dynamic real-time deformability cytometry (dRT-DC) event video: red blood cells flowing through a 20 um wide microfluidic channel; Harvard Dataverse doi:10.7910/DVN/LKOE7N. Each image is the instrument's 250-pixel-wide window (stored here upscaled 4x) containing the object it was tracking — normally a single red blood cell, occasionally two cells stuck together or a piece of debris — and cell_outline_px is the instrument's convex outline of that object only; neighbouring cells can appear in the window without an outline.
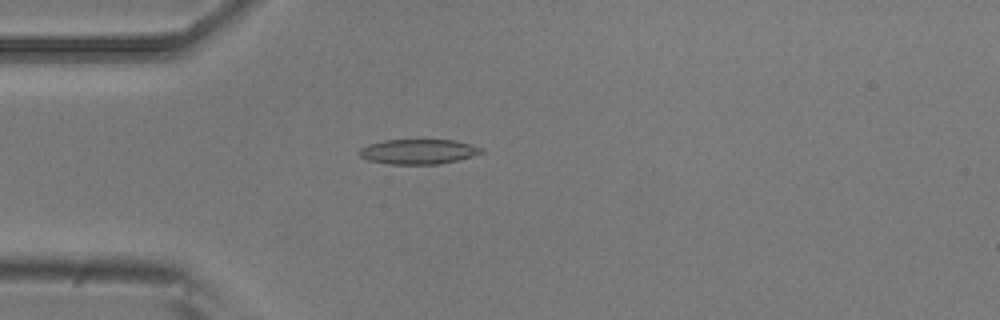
{"species": "common noctule bat (a hibernating species)", "species_latin": "Nyctalus noctula", "temperature_condition": "room temperature", "stored_images_in_passage": 5, "camera_frame_rate_fps": 3000, "um_per_image_px": 0.085, "animal": {"sex": "male", "body_mass_g": 20.5, "forearm_length_mm": 52.5}, "frame": {"image": 1, "passage_image": 4, "time_ms": 1.0, "image_size_px": [1000, 320], "cell_outline_px": [[484, 152], [472, 156], [440, 164], [388, 164], [368, 160], [360, 156], [356, 152], [360, 148], [368, 144], [384, 140], [456, 140], [472, 144], [484, 148]], "centroid_in_image_um": [35.55, 12.88], "position_along_channel_um": 49.4, "area_um2": 17.86}}